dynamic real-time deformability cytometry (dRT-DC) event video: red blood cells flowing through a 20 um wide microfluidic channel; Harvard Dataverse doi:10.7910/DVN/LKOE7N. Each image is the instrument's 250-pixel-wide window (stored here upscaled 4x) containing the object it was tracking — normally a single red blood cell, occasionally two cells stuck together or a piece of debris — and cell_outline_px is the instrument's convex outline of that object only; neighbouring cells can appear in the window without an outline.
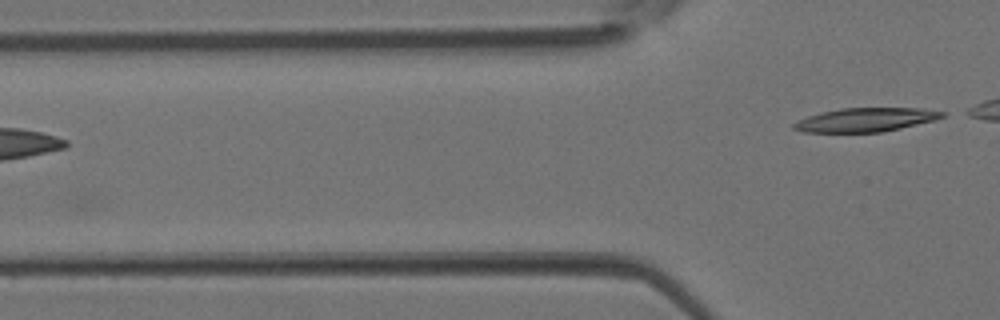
{"species": "Egyptian fruit bat (a non-hibernating species)", "species_latin": "Rousettus aegyptiacus", "temperature_condition": "room temperature", "stored_images_in_passage": 4, "segment_of_instrument_passage": [2, 2], "camera_frame_rate_fps": 3000, "um_per_image_px": 0.085, "animal": {"sex": "female"}, "frame": {"image": 1, "passage_image": 4, "time_ms": 1.0, "image_size_px": [1000, 320], "cell_outline_px": [[948, 112], [944, 116], [936, 120], [900, 128], [880, 132], [804, 132], [792, 128], [792, 124], [808, 116], [820, 112], [840, 108], [924, 108]], "centroid_in_image_um": [73.62, 10.17], "position_along_channel_um": 52.2, "area_um2": 20.63}}